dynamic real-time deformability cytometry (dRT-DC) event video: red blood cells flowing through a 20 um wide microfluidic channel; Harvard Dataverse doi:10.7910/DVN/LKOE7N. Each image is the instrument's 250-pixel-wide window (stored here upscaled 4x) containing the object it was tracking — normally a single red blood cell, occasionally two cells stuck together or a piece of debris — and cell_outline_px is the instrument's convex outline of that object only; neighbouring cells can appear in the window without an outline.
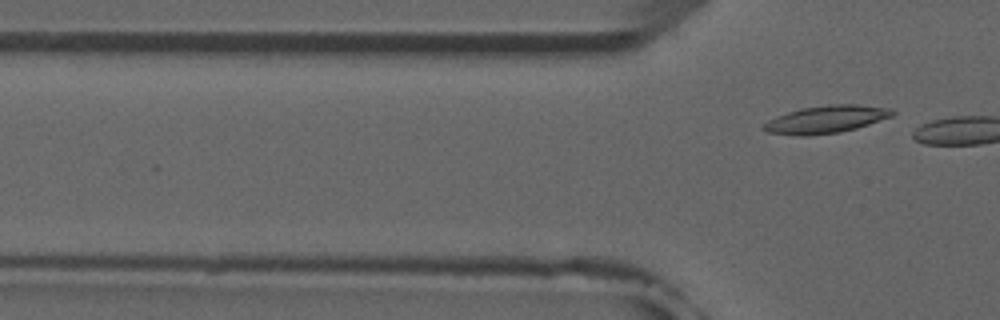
{"species": "common noctule bat (a hibernating species)", "species_latin": "Nyctalus noctula", "temperature_condition": "room temperature", "stored_images_in_passage": 2, "camera_frame_rate_fps": 3000, "um_per_image_px": 0.085, "animal": {"sex": "male", "forearm_length_mm": 52.5}, "frame": {"image": 1, "passage_image": 2, "time_ms": 2.0, "image_size_px": [1000, 320], "cell_outline_px": [[896, 112], [892, 116], [856, 128], [840, 132], [808, 136], [800, 136], [768, 132], [760, 128], [768, 120], [776, 116], [800, 108], [828, 104], [860, 104], [892, 108]], "centroid_in_image_um": [70.22, 10.13], "position_along_channel_um": 55.6, "area_um2": 20.81}}